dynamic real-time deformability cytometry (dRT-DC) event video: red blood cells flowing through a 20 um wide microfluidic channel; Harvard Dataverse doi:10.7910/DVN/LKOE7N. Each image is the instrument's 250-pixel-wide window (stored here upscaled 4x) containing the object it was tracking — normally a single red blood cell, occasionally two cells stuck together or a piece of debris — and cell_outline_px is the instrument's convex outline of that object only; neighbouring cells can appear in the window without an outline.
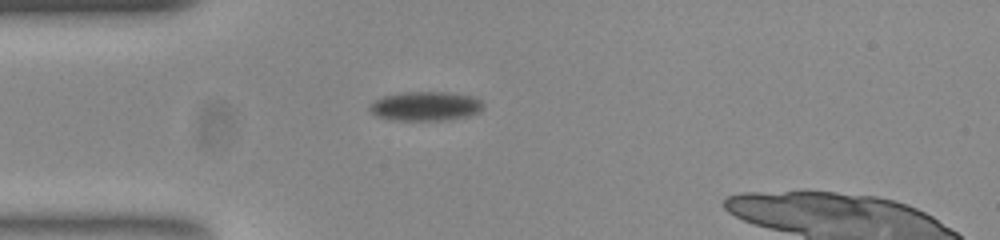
{"species": "common noctule bat (a hibernating species)", "species_latin": "Nyctalus noctula", "temperature_condition": "room temperature", "stored_images_in_passage": 36, "camera_frame_rate_fps": 3000, "um_per_image_px": 0.085, "animal": {"sex": "female", "body_mass_g": 23.0, "forearm_length_mm": 53.4}, "frame": {"image": 1, "passage_image": 1, "time_ms": 0.0, "image_size_px": [1000, 240], "cell_outline_px": [[480, 108], [476, 112], [464, 116], [444, 120], [400, 120], [380, 116], [372, 112], [368, 108], [376, 100], [384, 96], [408, 92], [444, 92], [468, 96], [480, 100]], "centroid_in_image_um": [36.12, 9.02], "position_along_channel_um": 48.9, "area_um2": 18.38}}
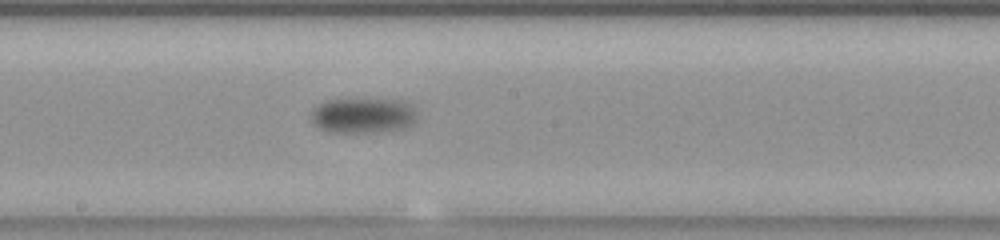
{"frame": {"image": 2, "passage_image": 16, "time_ms": 5.0, "image_size_px": [1000, 240], "cell_outline_px": [[416, 120], [412, 124], [404, 128], [352, 132], [344, 132], [324, 128], [316, 124], [312, 120], [312, 112], [324, 100], [360, 96], [400, 100], [408, 104], [412, 108], [416, 116]], "centroid_in_image_um": [30.88, 9.72], "position_along_channel_um": 217.3, "area_um2": 21.68}}
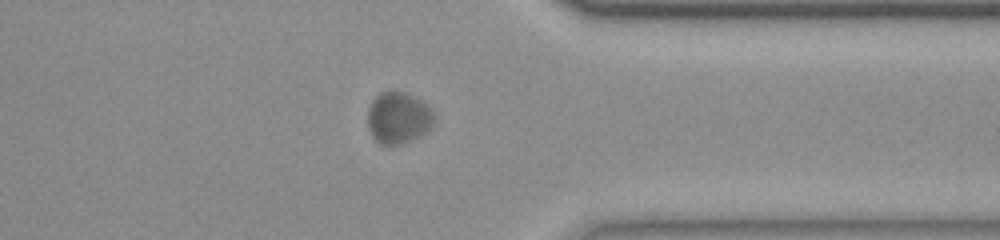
{"frame": {"image": 3, "passage_image": 30, "time_ms": 9.667, "image_size_px": [1000, 240], "cell_outline_px": [[432, 124], [424, 132], [408, 140], [396, 144], [380, 144], [372, 136], [368, 128], [368, 108], [372, 100], [380, 92], [404, 92], [420, 100], [432, 112]], "centroid_in_image_um": [33.78, 10.0], "position_along_channel_um": 377.6, "area_um2": 19.19}, "authors_computed_cell_mechanics": {"area_um2": 19.7387, "velocity_mm_per_s": 3.6028, "shape_relaxation_time_tau1_ms": 4.0431, "shape_relaxation_time_tau2_ms": null, "deformation_change_tau1": 0.1264, "deformation_change_tau2": null}}